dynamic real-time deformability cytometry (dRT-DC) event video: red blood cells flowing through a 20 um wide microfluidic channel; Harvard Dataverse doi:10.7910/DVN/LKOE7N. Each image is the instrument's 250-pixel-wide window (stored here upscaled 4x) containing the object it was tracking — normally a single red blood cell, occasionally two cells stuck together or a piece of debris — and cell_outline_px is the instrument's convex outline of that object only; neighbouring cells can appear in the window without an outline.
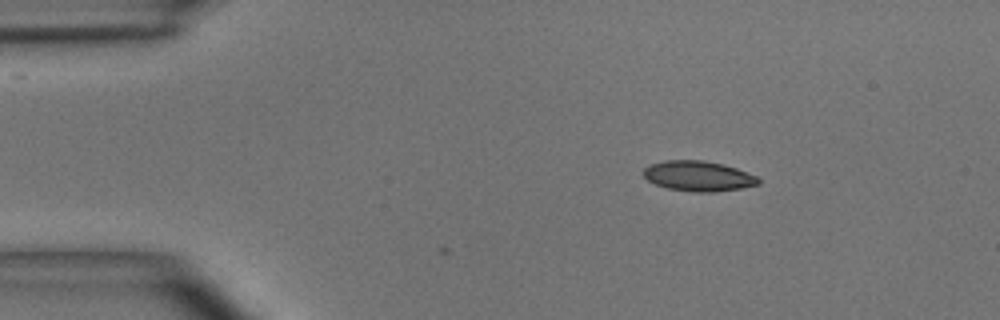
{"species": "common noctule bat (a hibernating species)", "species_latin": "Nyctalus noctula", "temperature_condition": "room temperature", "stored_images_in_passage": 4, "camera_frame_rate_fps": 3000, "um_per_image_px": 0.085, "animal": {"sex": "male", "body_mass_g": 15.6}, "frame": {"image": 1, "passage_image": 1, "time_ms": 0.0, "image_size_px": [1000, 320], "cell_outline_px": [[760, 184], [740, 188], [712, 192], [692, 192], [668, 188], [656, 184], [648, 180], [644, 176], [644, 168], [648, 164], [664, 160], [704, 160], [724, 164], [736, 168], [756, 176], [760, 180]], "centroid_in_image_um": [59.34, 14.95], "position_along_channel_um": 25.7, "area_um2": 20.23}}